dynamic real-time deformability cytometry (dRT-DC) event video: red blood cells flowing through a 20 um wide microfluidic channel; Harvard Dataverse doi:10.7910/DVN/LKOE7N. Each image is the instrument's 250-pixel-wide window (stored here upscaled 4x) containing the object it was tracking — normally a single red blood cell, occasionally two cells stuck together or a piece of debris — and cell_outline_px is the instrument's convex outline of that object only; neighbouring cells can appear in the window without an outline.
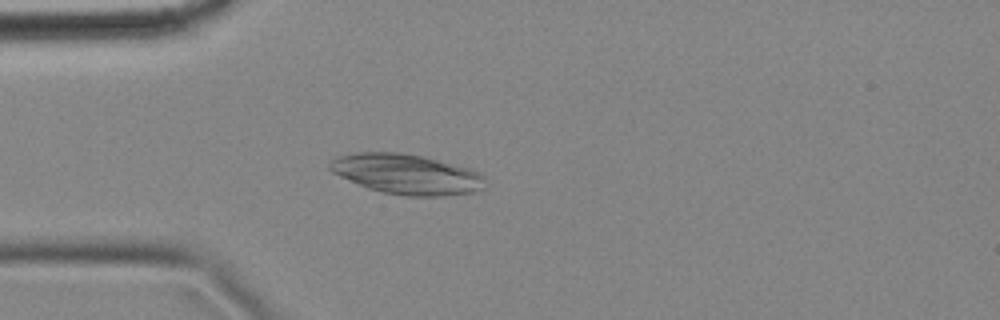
{"species": "common noctule bat (a hibernating species)", "species_latin": "Nyctalus noctula", "temperature_condition": "cold", "stored_images_in_passage": 2, "camera_frame_rate_fps": 3000, "um_per_image_px": 0.085, "animal": {"sex": "female", "body_mass_g": 18.4}, "frame": {"image": 1, "passage_image": 2, "time_ms": 0.333, "image_size_px": [1000, 320], "cell_outline_px": [[484, 188], [476, 192], [444, 196], [404, 196], [384, 192], [368, 188], [340, 176], [332, 172], [328, 168], [328, 164], [332, 160], [340, 156], [352, 152], [400, 152], [420, 156], [472, 168], [480, 172], [484, 176]], "centroid_in_image_um": [34.59, 14.8], "position_along_channel_um": 50.4, "area_um2": 36.41}}